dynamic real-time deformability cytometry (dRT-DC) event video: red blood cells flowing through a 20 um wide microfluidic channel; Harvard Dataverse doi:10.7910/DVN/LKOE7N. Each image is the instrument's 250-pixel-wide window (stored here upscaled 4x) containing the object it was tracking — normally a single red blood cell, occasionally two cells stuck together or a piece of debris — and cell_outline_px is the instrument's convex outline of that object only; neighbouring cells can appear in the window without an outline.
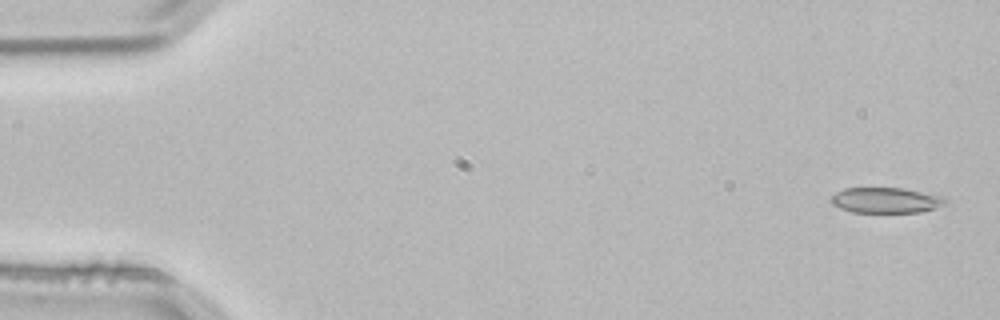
{"species": "common noctule bat (a hibernating species)", "species_latin": "Nyctalus noctula", "temperature_condition": "room temperature", "stored_images_in_passage": 4, "camera_frame_rate_fps": 3000, "um_per_image_px": 0.085, "animal": {"sex": "male", "body_mass_g": 21.5, "forearm_length_mm": 52.0}, "frame": {"image": 1, "passage_image": 1, "time_ms": 0.0, "image_size_px": [1000, 320], "cell_outline_px": [[944, 204], [936, 208], [920, 212], [852, 212], [840, 208], [832, 204], [828, 200], [836, 192], [844, 188], [904, 188], [936, 196], [944, 200]], "centroid_in_image_um": [75.18, 17.03], "position_along_channel_um": 9.8, "area_um2": 16.65}}
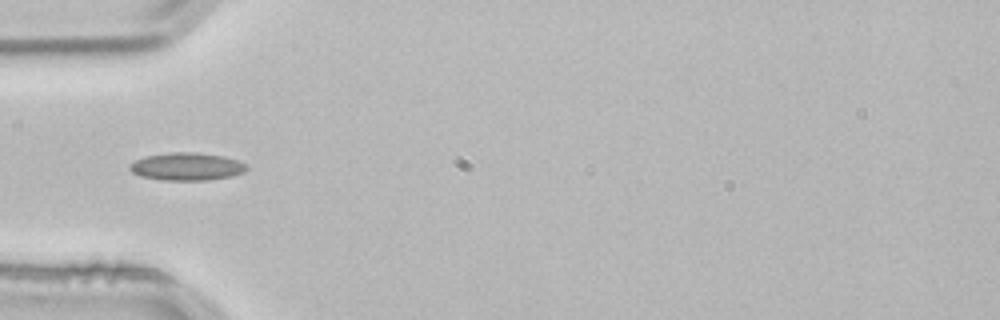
{"frame": {"image": 2, "passage_image": 4, "time_ms": 1.0, "image_size_px": [1000, 320], "cell_outline_px": [[248, 168], [244, 172], [232, 176], [208, 180], [160, 180], [140, 176], [132, 172], [128, 168], [128, 164], [136, 160], [148, 156], [168, 152], [192, 152], [224, 156], [248, 164]], "centroid_in_image_um": [15.88, 14.16], "position_along_channel_um": 69.1, "area_um2": 18.96}}